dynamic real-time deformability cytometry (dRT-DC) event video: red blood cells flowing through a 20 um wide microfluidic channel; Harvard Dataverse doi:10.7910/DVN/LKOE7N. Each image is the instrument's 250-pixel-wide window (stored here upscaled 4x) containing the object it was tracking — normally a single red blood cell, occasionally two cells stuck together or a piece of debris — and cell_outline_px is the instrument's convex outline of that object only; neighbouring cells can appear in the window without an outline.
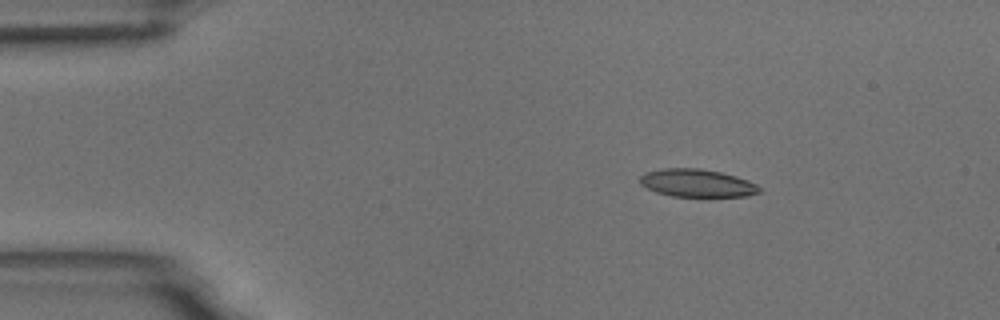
{"species": "common noctule bat (a hibernating species)", "species_latin": "Nyctalus noctula", "temperature_condition": "room temperature", "stored_images_in_passage": 47, "camera_frame_rate_fps": 3000, "um_per_image_px": 0.085, "animal": {"sex": "male", "body_mass_g": 18.8}, "frame": {"image": 1, "passage_image": 1, "time_ms": 0.0, "image_size_px": [1000, 320], "cell_outline_px": [[760, 192], [748, 196], [672, 196], [656, 192], [640, 184], [640, 176], [644, 172], [660, 168], [700, 168], [720, 172], [736, 176], [748, 180], [756, 184], [760, 188]], "centroid_in_image_um": [59.22, 15.55], "position_along_channel_um": 25.8, "area_um2": 19.36}}
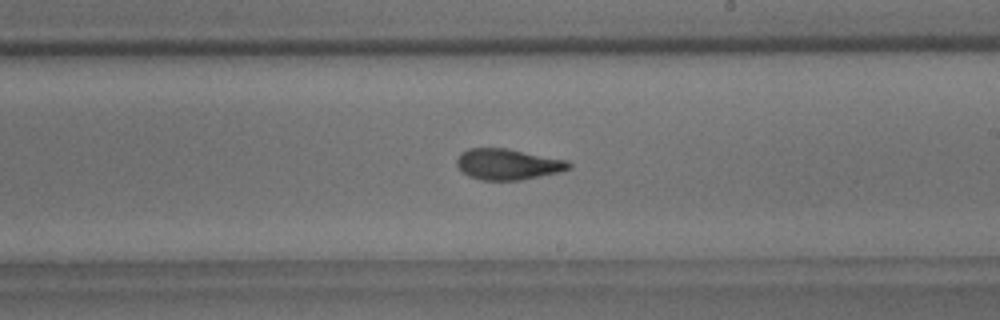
{"frame": {"image": 2, "passage_image": 24, "time_ms": 7.667, "image_size_px": [1000, 320], "cell_outline_px": [[572, 168], [560, 172], [520, 180], [484, 180], [468, 176], [456, 164], [456, 160], [460, 152], [468, 148], [504, 148], [568, 160], [572, 164]], "centroid_in_image_um": [43.18, 13.96], "position_along_channel_um": 245.8, "area_um2": 20.17}}
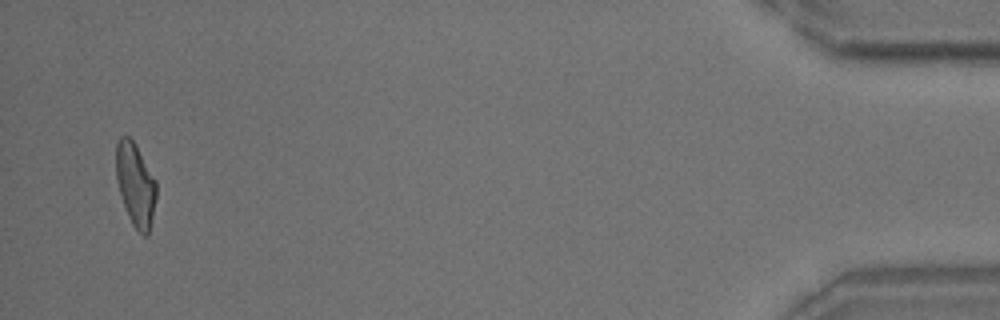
{"frame": {"image": 3, "passage_image": 45, "time_ms": 14.667, "image_size_px": [1000, 320], "cell_outline_px": [[156, 196], [148, 236], [144, 236], [132, 224], [128, 216], [120, 196], [116, 176], [116, 144], [120, 136], [128, 136], [136, 144], [156, 180]], "centroid_in_image_um": [11.5, 15.66], "position_along_channel_um": 423.7, "area_um2": 19.48}, "authors_computed_cell_mechanics": {"area_um2": 20.0566, "velocity_mm_per_s": 3.7261, "shape_relaxation_time_tau1_ms": 4.1892, "shape_relaxation_time_tau2_ms": 1.3424, "deformation_change_tau1": 0.1575, "deformation_change_tau2": 0.0875}}